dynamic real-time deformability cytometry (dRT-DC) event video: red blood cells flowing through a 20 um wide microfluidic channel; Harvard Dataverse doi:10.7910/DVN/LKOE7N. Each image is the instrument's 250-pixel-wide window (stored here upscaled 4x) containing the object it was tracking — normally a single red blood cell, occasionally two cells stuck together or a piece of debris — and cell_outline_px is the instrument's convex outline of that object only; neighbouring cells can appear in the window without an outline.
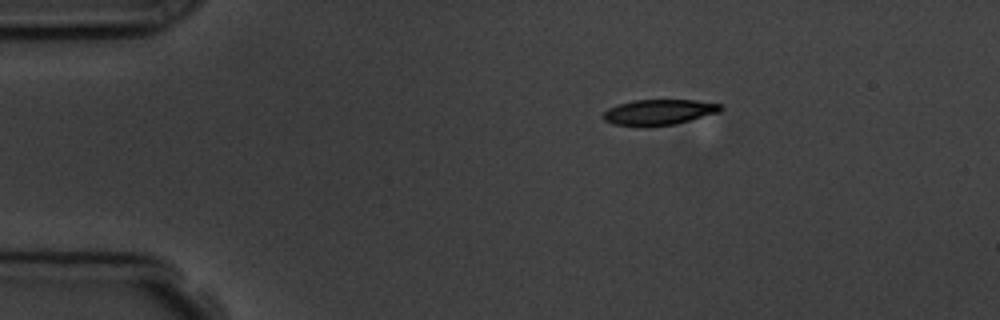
{"species": "common noctule bat (a hibernating species)", "species_latin": "Nyctalus noctula", "temperature_condition": "room temperature", "stored_images_in_passage": 6, "camera_frame_rate_fps": 3000, "um_per_image_px": 0.085, "animal": {"sex": "male", "body_mass_g": 19.5, "forearm_length_mm": 54.6}, "frame": {"image": 1, "passage_image": 6, "time_ms": 7.333, "image_size_px": [1000, 320], "cell_outline_px": [[724, 108], [720, 112], [676, 124], [612, 124], [604, 120], [600, 116], [608, 108], [632, 100], [696, 100], [720, 104]], "centroid_in_image_um": [56.04, 9.5], "position_along_channel_um": 29.0, "area_um2": 16.99}}